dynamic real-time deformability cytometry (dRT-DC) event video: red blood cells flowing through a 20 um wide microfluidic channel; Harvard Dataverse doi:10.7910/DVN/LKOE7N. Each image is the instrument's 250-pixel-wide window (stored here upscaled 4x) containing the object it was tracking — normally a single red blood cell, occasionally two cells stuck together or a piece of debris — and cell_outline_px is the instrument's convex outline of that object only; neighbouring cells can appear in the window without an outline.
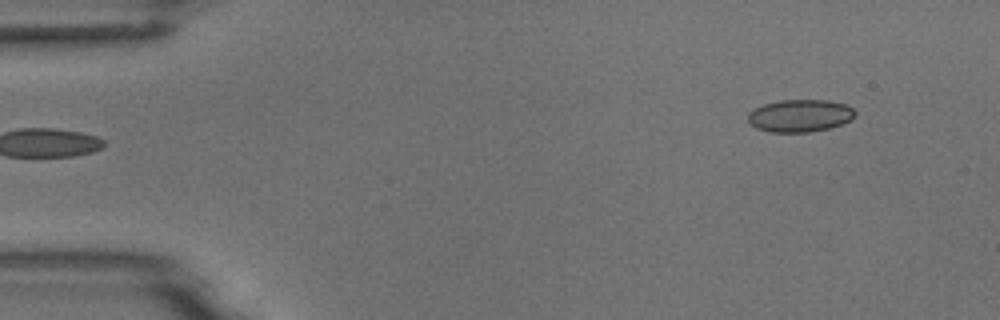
{"species": "common noctule bat (a hibernating species)", "species_latin": "Nyctalus noctula", "temperature_condition": "room temperature", "stored_images_in_passage": 5, "segment_of_instrument_passage": [2, 2], "camera_frame_rate_fps": 3000, "um_per_image_px": 0.085, "animal": {"sex": "male", "body_mass_g": 18.8}, "frame": {"image": 1, "passage_image": 5, "time_ms": 5.667, "image_size_px": [1000, 320], "cell_outline_px": [[856, 116], [840, 124], [828, 128], [808, 132], [772, 132], [756, 128], [748, 124], [748, 112], [752, 108], [764, 104], [780, 100], [828, 100], [844, 104], [852, 108], [856, 112]], "centroid_in_image_um": [67.94, 9.83], "position_along_channel_um": 17.1, "area_um2": 20.29}}